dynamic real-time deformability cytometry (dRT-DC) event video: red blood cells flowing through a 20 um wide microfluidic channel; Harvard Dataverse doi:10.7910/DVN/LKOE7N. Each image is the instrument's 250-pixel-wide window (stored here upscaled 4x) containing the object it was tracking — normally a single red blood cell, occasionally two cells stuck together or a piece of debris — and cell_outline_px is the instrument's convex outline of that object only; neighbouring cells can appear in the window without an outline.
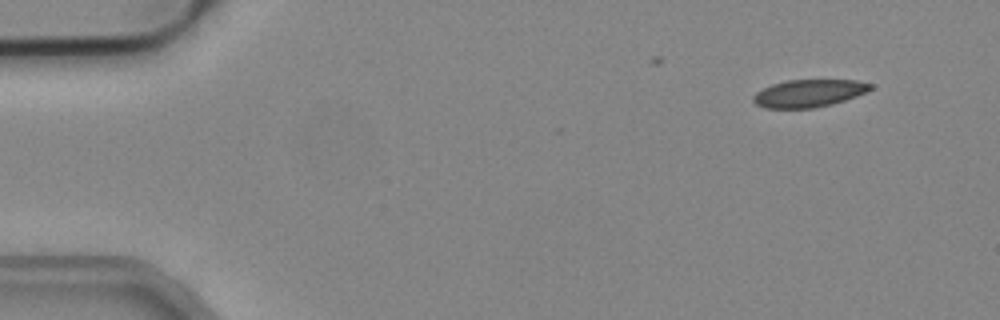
{"species": "common noctule bat (a hibernating species)", "species_latin": "Nyctalus noctula", "temperature_condition": "cold", "stored_images_in_passage": 7, "camera_frame_rate_fps": 3000, "um_per_image_px": 0.085, "animal": {"sex": "male", "body_mass_g": 19.2, "forearm_length_mm": 51.8}, "frame": {"image": 1, "passage_image": 1, "time_ms": 0.0, "image_size_px": [1000, 320], "cell_outline_px": [[872, 88], [856, 96], [832, 104], [816, 108], [764, 108], [756, 104], [752, 100], [752, 96], [756, 92], [772, 84], [788, 80], [856, 80], [872, 84]], "centroid_in_image_um": [68.71, 7.93], "position_along_channel_um": 16.3, "area_um2": 18.73}}